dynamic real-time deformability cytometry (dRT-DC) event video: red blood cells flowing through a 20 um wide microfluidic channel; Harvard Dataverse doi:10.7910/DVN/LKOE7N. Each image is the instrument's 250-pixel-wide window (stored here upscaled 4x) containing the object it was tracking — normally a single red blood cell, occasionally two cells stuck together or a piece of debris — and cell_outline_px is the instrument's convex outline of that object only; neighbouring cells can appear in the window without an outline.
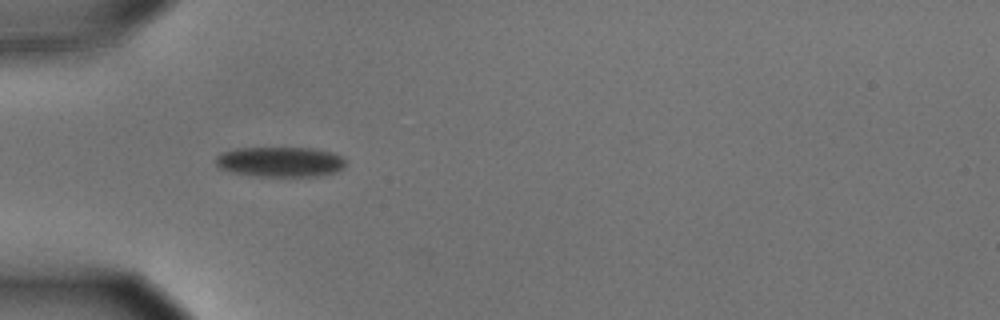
{"species": "common noctule bat (a hibernating species)", "species_latin": "Nyctalus noctula", "temperature_condition": "cold", "stored_images_in_passage": 36, "camera_frame_rate_fps": 3000, "um_per_image_px": 0.085, "animal": {"sex": "male", "body_mass_g": 15.6}, "frame": {"image": 1, "passage_image": 1, "time_ms": 0.0, "image_size_px": [1000, 320], "cell_outline_px": [[344, 168], [336, 172], [316, 176], [260, 176], [232, 172], [216, 168], [216, 156], [220, 152], [236, 148], [316, 148], [332, 152], [344, 156]], "centroid_in_image_um": [23.81, 13.75], "position_along_channel_um": 61.2, "area_um2": 23.0}}
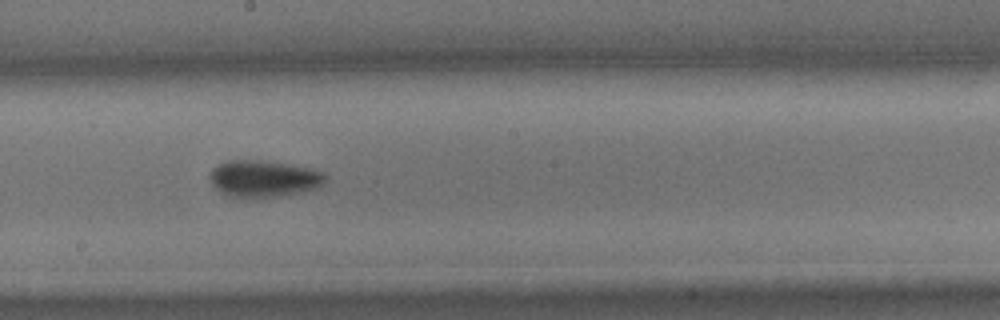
{"frame": {"image": 2, "passage_image": 15, "time_ms": 4.667, "image_size_px": [1000, 320], "cell_outline_px": [[328, 176], [324, 184], [320, 188], [280, 196], [256, 200], [248, 200], [228, 196], [220, 192], [212, 184], [208, 176], [208, 172], [216, 164], [228, 160], [260, 160], [308, 168], [324, 172]], "centroid_in_image_um": [22.37, 15.22], "position_along_channel_um": 225.8, "area_um2": 25.55}}
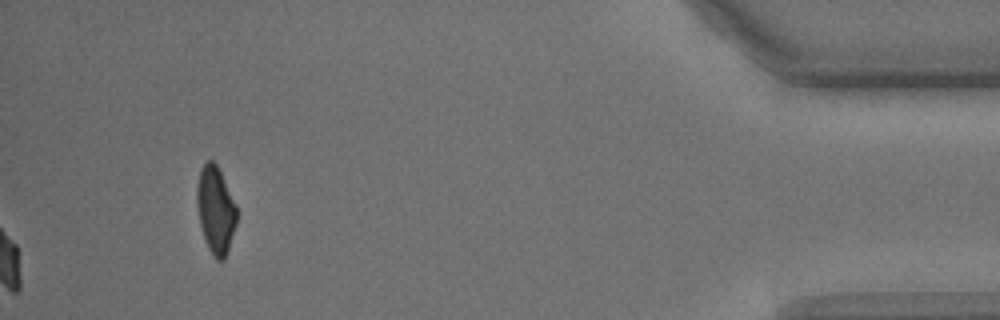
{"frame": {"image": 3, "passage_image": 36, "time_ms": 11.667, "image_size_px": [1000, 320], "cell_outline_px": [[236, 224], [224, 260], [216, 260], [212, 256], [204, 240], [200, 224], [196, 204], [196, 188], [200, 168], [208, 160], [212, 160], [216, 164], [236, 204]], "centroid_in_image_um": [18.3, 17.85], "position_along_channel_um": 416.9, "area_um2": 20.17}, "authors_computed_cell_mechanics": {"area_um2": 23.1778, "velocity_mm_per_s": 3.6004, "shape_relaxation_time_tau1_ms": 3.1591, "shape_relaxation_time_tau2_ms": null, "deformation_change_tau1": 0.1231, "deformation_change_tau2": null}}